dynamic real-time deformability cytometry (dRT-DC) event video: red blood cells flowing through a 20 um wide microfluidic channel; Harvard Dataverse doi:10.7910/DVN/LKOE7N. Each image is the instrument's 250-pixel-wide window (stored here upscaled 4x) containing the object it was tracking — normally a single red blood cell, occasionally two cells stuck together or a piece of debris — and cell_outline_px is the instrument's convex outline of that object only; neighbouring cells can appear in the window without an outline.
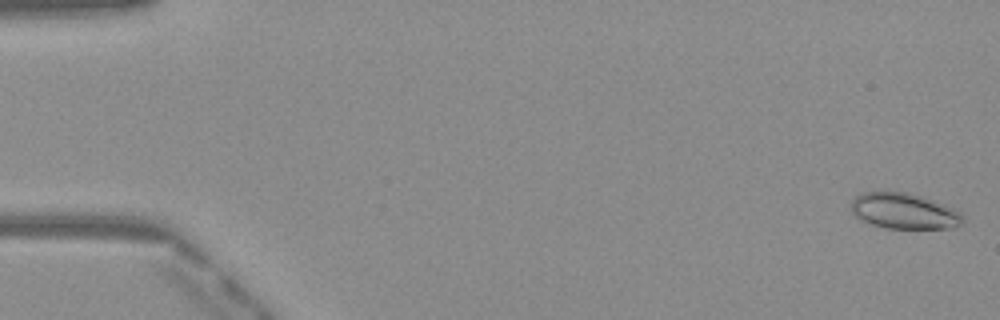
{"species": "Egyptian fruit bat (a non-hibernating species)", "species_latin": "Rousettus aegyptiacus", "temperature_condition": "warm", "stored_images_in_passage": 50, "camera_frame_rate_fps": 3000, "um_per_image_px": 0.085, "frame": {"image": 1, "passage_image": 1, "time_ms": 0.0, "image_size_px": [1000, 320], "cell_outline_px": [[964, 220], [960, 224], [952, 228], [884, 228], [860, 220], [852, 212], [852, 200], [860, 192], [908, 192], [920, 196], [952, 208], [960, 212], [964, 216]], "centroid_in_image_um": [76.82, 17.94], "position_along_channel_um": 8.2, "area_um2": 23.06}}
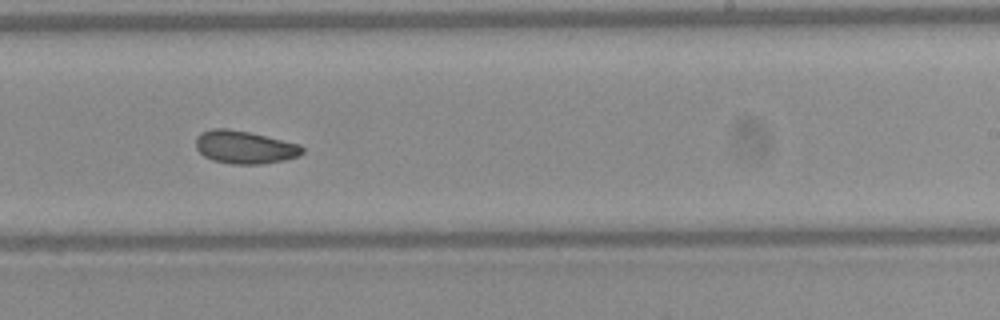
{"frame": {"image": 2, "passage_image": 31, "time_ms": 10.0, "image_size_px": [1000, 320], "cell_outline_px": [[304, 152], [300, 156], [284, 160], [260, 164], [232, 164], [212, 160], [204, 156], [196, 148], [196, 136], [200, 132], [212, 128], [228, 128], [248, 132], [300, 144], [304, 148]], "centroid_in_image_um": [20.78, 12.51], "position_along_channel_um": 268.2, "area_um2": 20.52}}
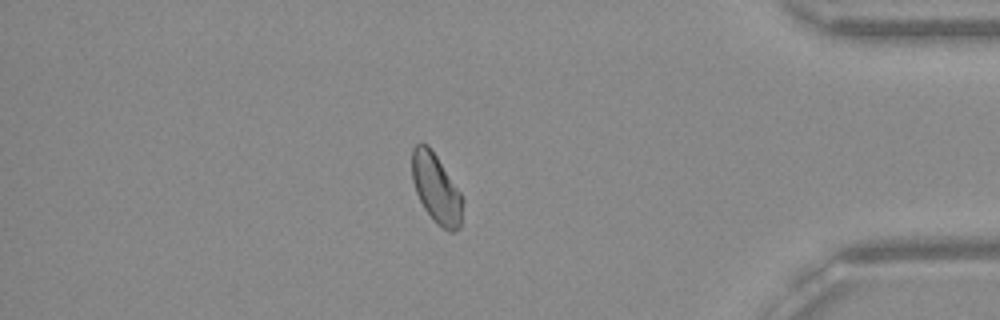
{"frame": {"image": 3, "passage_image": 43, "time_ms": 14.0, "image_size_px": [1000, 320], "cell_outline_px": [[464, 200], [460, 228], [456, 232], [448, 232], [432, 220], [424, 208], [416, 192], [412, 180], [412, 148], [416, 144], [428, 144], [460, 192]], "centroid_in_image_um": [37.09, 16.07], "position_along_channel_um": 398.1, "area_um2": 20.46}, "authors_computed_cell_mechanics": {"area_um2": 20.8947, "velocity_mm_per_s": 4.0814, "shape_relaxation_time_tau1_ms": 6.0912, "shape_relaxation_time_tau2_ms": 3.3152, "deformation_change_tau1": 0.1026, "deformation_change_tau2": 0.0796}}